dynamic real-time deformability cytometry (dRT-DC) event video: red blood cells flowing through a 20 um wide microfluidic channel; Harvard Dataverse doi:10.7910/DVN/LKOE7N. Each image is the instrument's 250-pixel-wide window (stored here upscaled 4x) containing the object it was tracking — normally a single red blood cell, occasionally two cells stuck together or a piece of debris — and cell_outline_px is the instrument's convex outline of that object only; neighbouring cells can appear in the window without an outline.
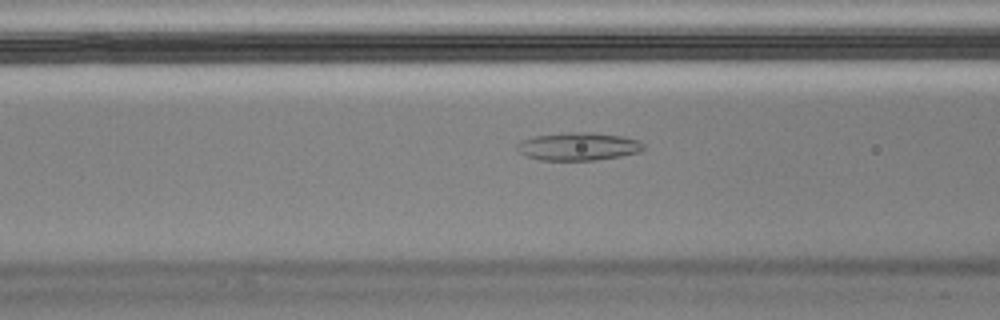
{"species": "Egyptian fruit bat (a non-hibernating species)", "species_latin": "Rousettus aegyptiacus", "temperature_condition": "cold", "stored_images_in_passage": 57, "camera_frame_rate_fps": 3000, "um_per_image_px": 0.085, "animal": {"sex": "male"}, "frame": {"image": 1, "passage_image": 22, "time_ms": 7.0, "image_size_px": [1000, 320], "cell_outline_px": [[644, 148], [640, 152], [620, 156], [596, 160], [540, 160], [524, 156], [516, 148], [516, 144], [520, 140], [536, 136], [568, 132], [592, 132], [620, 136], [640, 140], [644, 144]], "centroid_in_image_um": [49.14, 12.45], "position_along_channel_um": 117.5, "area_um2": 20.69}}
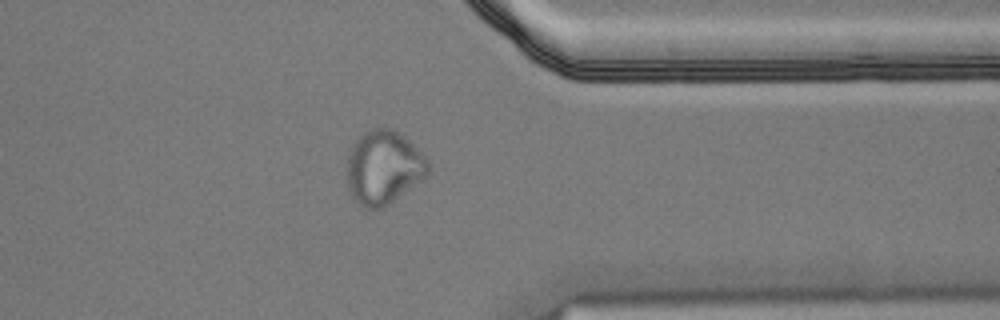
{"frame": {"image": 2, "passage_image": 45, "time_ms": 14.667, "image_size_px": [1000, 320], "cell_outline_px": [[432, 164], [424, 180], [384, 208], [364, 208], [352, 196], [348, 188], [348, 156], [356, 140], [368, 128], [392, 128], [400, 132]], "centroid_in_image_um": [32.65, 14.24], "position_along_channel_um": 378.8, "area_um2": 35.03}}
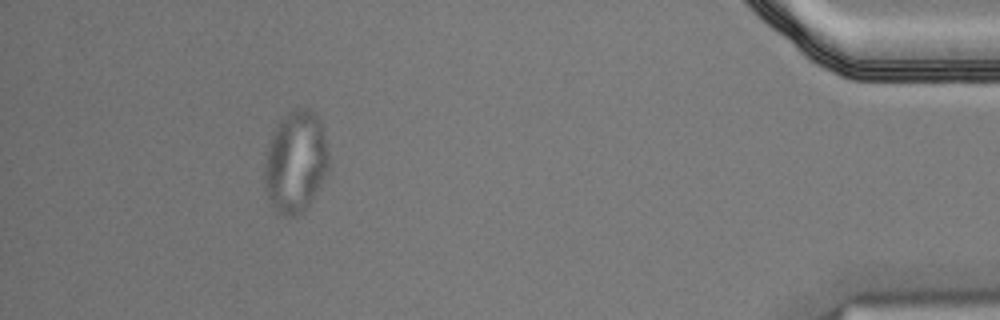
{"frame": {"image": 3, "passage_image": 52, "time_ms": 17.0, "image_size_px": [1000, 320], "cell_outline_px": [[328, 168], [324, 176], [308, 204], [296, 216], [284, 216], [272, 204], [268, 196], [264, 184], [264, 152], [272, 132], [280, 120], [288, 112], [296, 108], [308, 108], [320, 120], [324, 128], [328, 152]], "centroid_in_image_um": [25.1, 13.69], "position_along_channel_um": 410.1, "area_um2": 37.92}, "authors_computed_cell_mechanics": {"area_um2": 22.3108, "velocity_mm_per_s": 3.5035, "shape_relaxation_time_tau1_ms": null, "shape_relaxation_time_tau2_ms": 2.4059, "deformation_change_tau1": null, "deformation_change_tau2": 0.0717}}